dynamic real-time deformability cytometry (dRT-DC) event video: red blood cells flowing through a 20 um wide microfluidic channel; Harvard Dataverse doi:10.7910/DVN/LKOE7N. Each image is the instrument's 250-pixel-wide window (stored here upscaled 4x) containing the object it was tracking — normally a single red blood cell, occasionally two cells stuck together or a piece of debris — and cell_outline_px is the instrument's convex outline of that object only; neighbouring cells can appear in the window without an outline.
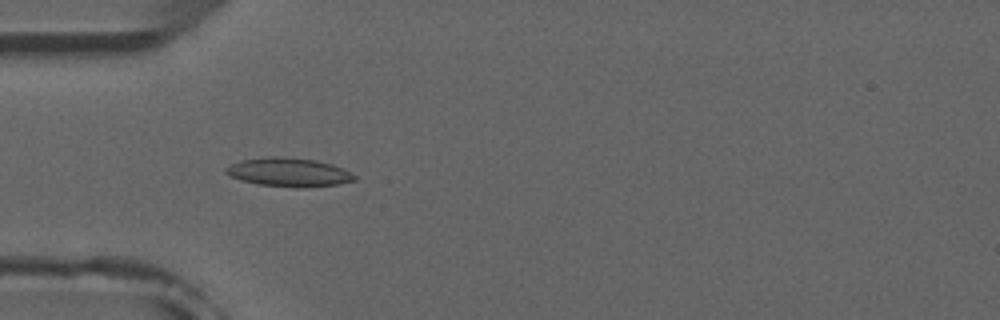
{"species": "common noctule bat (a hibernating species)", "species_latin": "Nyctalus noctula", "temperature_condition": "room temperature", "stored_images_in_passage": 5, "camera_frame_rate_fps": 3000, "um_per_image_px": 0.085, "animal": {"sex": "male", "forearm_length_mm": 52.5}, "frame": {"image": 1, "passage_image": 2, "time_ms": 1.0, "image_size_px": [1000, 320], "cell_outline_px": [[356, 180], [336, 184], [256, 184], [240, 180], [224, 172], [224, 168], [240, 160], [272, 156], [284, 156], [316, 160], [332, 164], [344, 168], [356, 176]], "centroid_in_image_um": [24.5, 14.57], "position_along_channel_um": 60.5, "area_um2": 20.46}}
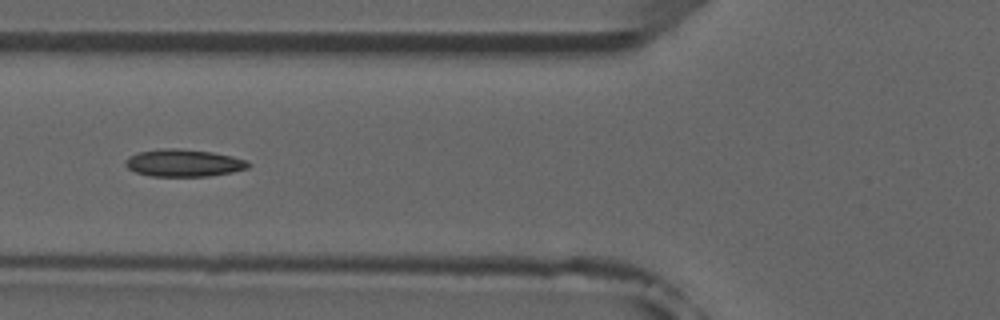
{"frame": {"image": 2, "passage_image": 3, "time_ms": 2.333, "image_size_px": [1000, 320], "cell_outline_px": [[252, 164], [248, 168], [232, 172], [208, 176], [152, 176], [136, 172], [128, 168], [124, 164], [124, 160], [128, 156], [140, 152], [160, 148], [176, 148], [212, 152], [232, 156], [248, 160]], "centroid_in_image_um": [15.62, 13.84], "position_along_channel_um": 110.2, "area_um2": 19.65}}
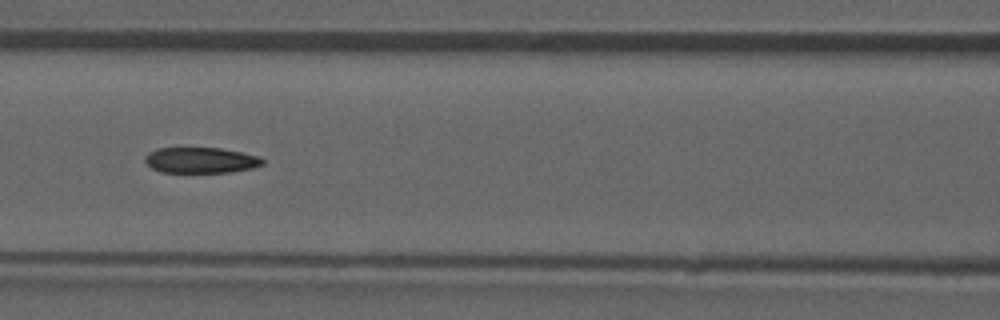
{"frame": {"image": 3, "passage_image": 4, "time_ms": 3.333, "image_size_px": [1000, 320], "cell_outline_px": [[264, 164], [256, 168], [232, 172], [160, 172], [152, 168], [144, 160], [144, 156], [148, 152], [160, 148], [220, 148], [244, 152], [260, 156], [264, 160]], "centroid_in_image_um": [17.12, 13.62], "position_along_channel_um": 149.5, "area_um2": 17.86}}